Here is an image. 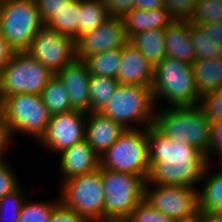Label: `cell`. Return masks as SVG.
Returning a JSON list of instances; mask_svg holds the SVG:
<instances>
[{"instance_id":"ba28073f","label":"cell","mask_w":222,"mask_h":222,"mask_svg":"<svg viewBox=\"0 0 222 222\" xmlns=\"http://www.w3.org/2000/svg\"><path fill=\"white\" fill-rule=\"evenodd\" d=\"M54 74L27 51H15L0 73V98L15 94L40 95Z\"/></svg>"},{"instance_id":"8992f818","label":"cell","mask_w":222,"mask_h":222,"mask_svg":"<svg viewBox=\"0 0 222 222\" xmlns=\"http://www.w3.org/2000/svg\"><path fill=\"white\" fill-rule=\"evenodd\" d=\"M60 202L88 222H105L104 188L99 169L61 183Z\"/></svg>"},{"instance_id":"d6a6232c","label":"cell","mask_w":222,"mask_h":222,"mask_svg":"<svg viewBox=\"0 0 222 222\" xmlns=\"http://www.w3.org/2000/svg\"><path fill=\"white\" fill-rule=\"evenodd\" d=\"M124 222H171V219L143 199Z\"/></svg>"},{"instance_id":"2e32d148","label":"cell","mask_w":222,"mask_h":222,"mask_svg":"<svg viewBox=\"0 0 222 222\" xmlns=\"http://www.w3.org/2000/svg\"><path fill=\"white\" fill-rule=\"evenodd\" d=\"M154 66L131 42L122 47L120 67L117 73L119 84L152 87Z\"/></svg>"},{"instance_id":"d4e9b609","label":"cell","mask_w":222,"mask_h":222,"mask_svg":"<svg viewBox=\"0 0 222 222\" xmlns=\"http://www.w3.org/2000/svg\"><path fill=\"white\" fill-rule=\"evenodd\" d=\"M40 95L51 116L73 110L68 91L56 74L50 79Z\"/></svg>"},{"instance_id":"bcb514c9","label":"cell","mask_w":222,"mask_h":222,"mask_svg":"<svg viewBox=\"0 0 222 222\" xmlns=\"http://www.w3.org/2000/svg\"><path fill=\"white\" fill-rule=\"evenodd\" d=\"M171 222H200V221H199V215H194L183 219L171 220Z\"/></svg>"},{"instance_id":"83f0119b","label":"cell","mask_w":222,"mask_h":222,"mask_svg":"<svg viewBox=\"0 0 222 222\" xmlns=\"http://www.w3.org/2000/svg\"><path fill=\"white\" fill-rule=\"evenodd\" d=\"M109 17L102 0H81L79 38L95 30Z\"/></svg>"},{"instance_id":"60d3db41","label":"cell","mask_w":222,"mask_h":222,"mask_svg":"<svg viewBox=\"0 0 222 222\" xmlns=\"http://www.w3.org/2000/svg\"><path fill=\"white\" fill-rule=\"evenodd\" d=\"M11 139L12 137L10 135L9 129L7 125L4 123L3 118L1 117L0 118V160L4 158L6 159L5 153L6 151H8L7 150L8 145L10 147V144L12 143Z\"/></svg>"},{"instance_id":"7bdbcfd3","label":"cell","mask_w":222,"mask_h":222,"mask_svg":"<svg viewBox=\"0 0 222 222\" xmlns=\"http://www.w3.org/2000/svg\"><path fill=\"white\" fill-rule=\"evenodd\" d=\"M206 34H208L213 41L217 42L222 47V22L212 23L208 25H200Z\"/></svg>"},{"instance_id":"836d02e7","label":"cell","mask_w":222,"mask_h":222,"mask_svg":"<svg viewBox=\"0 0 222 222\" xmlns=\"http://www.w3.org/2000/svg\"><path fill=\"white\" fill-rule=\"evenodd\" d=\"M198 106L211 123L222 121V90L203 95Z\"/></svg>"},{"instance_id":"f35d334b","label":"cell","mask_w":222,"mask_h":222,"mask_svg":"<svg viewBox=\"0 0 222 222\" xmlns=\"http://www.w3.org/2000/svg\"><path fill=\"white\" fill-rule=\"evenodd\" d=\"M49 222H88L74 210L65 207L61 202L54 208Z\"/></svg>"},{"instance_id":"603a6c76","label":"cell","mask_w":222,"mask_h":222,"mask_svg":"<svg viewBox=\"0 0 222 222\" xmlns=\"http://www.w3.org/2000/svg\"><path fill=\"white\" fill-rule=\"evenodd\" d=\"M165 34L166 29L142 31L133 35L129 42L137 47L155 67L166 57Z\"/></svg>"},{"instance_id":"7402d4cb","label":"cell","mask_w":222,"mask_h":222,"mask_svg":"<svg viewBox=\"0 0 222 222\" xmlns=\"http://www.w3.org/2000/svg\"><path fill=\"white\" fill-rule=\"evenodd\" d=\"M220 166L219 170H215V172L212 170V173L210 171L213 167L212 163H208L205 168L200 181L203 182V187L199 189L200 210L222 211V164Z\"/></svg>"},{"instance_id":"1f68e13d","label":"cell","mask_w":222,"mask_h":222,"mask_svg":"<svg viewBox=\"0 0 222 222\" xmlns=\"http://www.w3.org/2000/svg\"><path fill=\"white\" fill-rule=\"evenodd\" d=\"M19 185L0 200V222H18L26 194Z\"/></svg>"},{"instance_id":"52a82bcc","label":"cell","mask_w":222,"mask_h":222,"mask_svg":"<svg viewBox=\"0 0 222 222\" xmlns=\"http://www.w3.org/2000/svg\"><path fill=\"white\" fill-rule=\"evenodd\" d=\"M100 167L143 176L150 173L148 127L126 129L100 157Z\"/></svg>"},{"instance_id":"7dc6e473","label":"cell","mask_w":222,"mask_h":222,"mask_svg":"<svg viewBox=\"0 0 222 222\" xmlns=\"http://www.w3.org/2000/svg\"><path fill=\"white\" fill-rule=\"evenodd\" d=\"M2 117V100L0 98V118Z\"/></svg>"},{"instance_id":"4fadbf2b","label":"cell","mask_w":222,"mask_h":222,"mask_svg":"<svg viewBox=\"0 0 222 222\" xmlns=\"http://www.w3.org/2000/svg\"><path fill=\"white\" fill-rule=\"evenodd\" d=\"M87 113L79 110L51 116L46 131L37 141L57 155L85 139ZM49 149V150H48Z\"/></svg>"},{"instance_id":"f1b7e54d","label":"cell","mask_w":222,"mask_h":222,"mask_svg":"<svg viewBox=\"0 0 222 222\" xmlns=\"http://www.w3.org/2000/svg\"><path fill=\"white\" fill-rule=\"evenodd\" d=\"M190 38L196 59H212L222 57V47L205 33L201 26L190 23Z\"/></svg>"},{"instance_id":"ac0fdd59","label":"cell","mask_w":222,"mask_h":222,"mask_svg":"<svg viewBox=\"0 0 222 222\" xmlns=\"http://www.w3.org/2000/svg\"><path fill=\"white\" fill-rule=\"evenodd\" d=\"M126 129L100 112H88L85 123V140L101 157Z\"/></svg>"},{"instance_id":"ffe728a7","label":"cell","mask_w":222,"mask_h":222,"mask_svg":"<svg viewBox=\"0 0 222 222\" xmlns=\"http://www.w3.org/2000/svg\"><path fill=\"white\" fill-rule=\"evenodd\" d=\"M166 56L193 64L196 60L194 46L190 38V22L174 21L166 28Z\"/></svg>"},{"instance_id":"44dd1931","label":"cell","mask_w":222,"mask_h":222,"mask_svg":"<svg viewBox=\"0 0 222 222\" xmlns=\"http://www.w3.org/2000/svg\"><path fill=\"white\" fill-rule=\"evenodd\" d=\"M195 83L200 97L222 90V57L196 59L193 62Z\"/></svg>"},{"instance_id":"484cf974","label":"cell","mask_w":222,"mask_h":222,"mask_svg":"<svg viewBox=\"0 0 222 222\" xmlns=\"http://www.w3.org/2000/svg\"><path fill=\"white\" fill-rule=\"evenodd\" d=\"M118 85L117 79L91 75L89 81L90 112H101L111 100Z\"/></svg>"},{"instance_id":"b9f144b4","label":"cell","mask_w":222,"mask_h":222,"mask_svg":"<svg viewBox=\"0 0 222 222\" xmlns=\"http://www.w3.org/2000/svg\"><path fill=\"white\" fill-rule=\"evenodd\" d=\"M15 51L0 33V73L7 65Z\"/></svg>"},{"instance_id":"6da1fadb","label":"cell","mask_w":222,"mask_h":222,"mask_svg":"<svg viewBox=\"0 0 222 222\" xmlns=\"http://www.w3.org/2000/svg\"><path fill=\"white\" fill-rule=\"evenodd\" d=\"M150 173L146 182L198 188L208 165L206 155L187 142L176 143L148 127Z\"/></svg>"},{"instance_id":"3957f363","label":"cell","mask_w":222,"mask_h":222,"mask_svg":"<svg viewBox=\"0 0 222 222\" xmlns=\"http://www.w3.org/2000/svg\"><path fill=\"white\" fill-rule=\"evenodd\" d=\"M151 89L155 106L161 98L168 107H194L200 103L193 64L168 56L154 67Z\"/></svg>"},{"instance_id":"f546056e","label":"cell","mask_w":222,"mask_h":222,"mask_svg":"<svg viewBox=\"0 0 222 222\" xmlns=\"http://www.w3.org/2000/svg\"><path fill=\"white\" fill-rule=\"evenodd\" d=\"M26 199L22 205L18 222H49L54 208L60 203V198L48 201H27Z\"/></svg>"},{"instance_id":"ab89813d","label":"cell","mask_w":222,"mask_h":222,"mask_svg":"<svg viewBox=\"0 0 222 222\" xmlns=\"http://www.w3.org/2000/svg\"><path fill=\"white\" fill-rule=\"evenodd\" d=\"M110 16L123 17L135 8V0H102Z\"/></svg>"},{"instance_id":"277c9868","label":"cell","mask_w":222,"mask_h":222,"mask_svg":"<svg viewBox=\"0 0 222 222\" xmlns=\"http://www.w3.org/2000/svg\"><path fill=\"white\" fill-rule=\"evenodd\" d=\"M157 109L151 87L119 84L100 113L120 123L125 129H137L152 126Z\"/></svg>"},{"instance_id":"8d00e7d4","label":"cell","mask_w":222,"mask_h":222,"mask_svg":"<svg viewBox=\"0 0 222 222\" xmlns=\"http://www.w3.org/2000/svg\"><path fill=\"white\" fill-rule=\"evenodd\" d=\"M72 1L73 0H36L43 23L45 24L54 15H57V12L67 7Z\"/></svg>"},{"instance_id":"cb8c5ba5","label":"cell","mask_w":222,"mask_h":222,"mask_svg":"<svg viewBox=\"0 0 222 222\" xmlns=\"http://www.w3.org/2000/svg\"><path fill=\"white\" fill-rule=\"evenodd\" d=\"M80 13L81 0H73L47 21L45 26L77 41L79 39Z\"/></svg>"},{"instance_id":"9a60e30c","label":"cell","mask_w":222,"mask_h":222,"mask_svg":"<svg viewBox=\"0 0 222 222\" xmlns=\"http://www.w3.org/2000/svg\"><path fill=\"white\" fill-rule=\"evenodd\" d=\"M56 75L68 91L71 108L86 113L90 112L89 81L91 74L86 63L75 58Z\"/></svg>"},{"instance_id":"30bf717a","label":"cell","mask_w":222,"mask_h":222,"mask_svg":"<svg viewBox=\"0 0 222 222\" xmlns=\"http://www.w3.org/2000/svg\"><path fill=\"white\" fill-rule=\"evenodd\" d=\"M2 118L10 135L26 134L39 140L46 131L51 115L41 95L15 94L2 101Z\"/></svg>"},{"instance_id":"e575fe53","label":"cell","mask_w":222,"mask_h":222,"mask_svg":"<svg viewBox=\"0 0 222 222\" xmlns=\"http://www.w3.org/2000/svg\"><path fill=\"white\" fill-rule=\"evenodd\" d=\"M198 0H164L165 7L175 21H188Z\"/></svg>"},{"instance_id":"4316f807","label":"cell","mask_w":222,"mask_h":222,"mask_svg":"<svg viewBox=\"0 0 222 222\" xmlns=\"http://www.w3.org/2000/svg\"><path fill=\"white\" fill-rule=\"evenodd\" d=\"M122 48H116L107 52H101L86 57V63L91 75H100L117 79L120 67Z\"/></svg>"},{"instance_id":"5bb4252c","label":"cell","mask_w":222,"mask_h":222,"mask_svg":"<svg viewBox=\"0 0 222 222\" xmlns=\"http://www.w3.org/2000/svg\"><path fill=\"white\" fill-rule=\"evenodd\" d=\"M128 41L123 18L110 16L76 41V58L84 60L93 54L122 48Z\"/></svg>"},{"instance_id":"f6af8a7d","label":"cell","mask_w":222,"mask_h":222,"mask_svg":"<svg viewBox=\"0 0 222 222\" xmlns=\"http://www.w3.org/2000/svg\"><path fill=\"white\" fill-rule=\"evenodd\" d=\"M200 222H222V211H199Z\"/></svg>"},{"instance_id":"4dcf8cb0","label":"cell","mask_w":222,"mask_h":222,"mask_svg":"<svg viewBox=\"0 0 222 222\" xmlns=\"http://www.w3.org/2000/svg\"><path fill=\"white\" fill-rule=\"evenodd\" d=\"M188 21L198 26L222 22V1L198 0Z\"/></svg>"},{"instance_id":"d590c367","label":"cell","mask_w":222,"mask_h":222,"mask_svg":"<svg viewBox=\"0 0 222 222\" xmlns=\"http://www.w3.org/2000/svg\"><path fill=\"white\" fill-rule=\"evenodd\" d=\"M6 162L0 160V200L20 185L14 169Z\"/></svg>"},{"instance_id":"e0dca14e","label":"cell","mask_w":222,"mask_h":222,"mask_svg":"<svg viewBox=\"0 0 222 222\" xmlns=\"http://www.w3.org/2000/svg\"><path fill=\"white\" fill-rule=\"evenodd\" d=\"M59 155L58 168L63 178L61 183L75 176L93 172L100 167L99 155L85 139L63 150Z\"/></svg>"},{"instance_id":"ee69618b","label":"cell","mask_w":222,"mask_h":222,"mask_svg":"<svg viewBox=\"0 0 222 222\" xmlns=\"http://www.w3.org/2000/svg\"><path fill=\"white\" fill-rule=\"evenodd\" d=\"M164 6V0H135V8L142 10H153Z\"/></svg>"},{"instance_id":"8fae6325","label":"cell","mask_w":222,"mask_h":222,"mask_svg":"<svg viewBox=\"0 0 222 222\" xmlns=\"http://www.w3.org/2000/svg\"><path fill=\"white\" fill-rule=\"evenodd\" d=\"M144 199L171 220L199 215V188L146 182Z\"/></svg>"},{"instance_id":"7c38bea8","label":"cell","mask_w":222,"mask_h":222,"mask_svg":"<svg viewBox=\"0 0 222 222\" xmlns=\"http://www.w3.org/2000/svg\"><path fill=\"white\" fill-rule=\"evenodd\" d=\"M25 51L57 74L76 58V41L44 25Z\"/></svg>"},{"instance_id":"7a4b0ae2","label":"cell","mask_w":222,"mask_h":222,"mask_svg":"<svg viewBox=\"0 0 222 222\" xmlns=\"http://www.w3.org/2000/svg\"><path fill=\"white\" fill-rule=\"evenodd\" d=\"M163 107L155 111L153 126L176 143L187 142L207 155L212 123L199 106Z\"/></svg>"},{"instance_id":"d6986e66","label":"cell","mask_w":222,"mask_h":222,"mask_svg":"<svg viewBox=\"0 0 222 222\" xmlns=\"http://www.w3.org/2000/svg\"><path fill=\"white\" fill-rule=\"evenodd\" d=\"M122 18L128 39L142 31L166 29L175 21L165 6L153 10L134 8Z\"/></svg>"},{"instance_id":"5b68a950","label":"cell","mask_w":222,"mask_h":222,"mask_svg":"<svg viewBox=\"0 0 222 222\" xmlns=\"http://www.w3.org/2000/svg\"><path fill=\"white\" fill-rule=\"evenodd\" d=\"M105 197V222H124L145 197L146 179L100 167Z\"/></svg>"},{"instance_id":"74e56055","label":"cell","mask_w":222,"mask_h":222,"mask_svg":"<svg viewBox=\"0 0 222 222\" xmlns=\"http://www.w3.org/2000/svg\"><path fill=\"white\" fill-rule=\"evenodd\" d=\"M212 154L215 158L219 157L218 161L222 164V121L212 123L211 141L206 155L208 163H211Z\"/></svg>"},{"instance_id":"9c48e42d","label":"cell","mask_w":222,"mask_h":222,"mask_svg":"<svg viewBox=\"0 0 222 222\" xmlns=\"http://www.w3.org/2000/svg\"><path fill=\"white\" fill-rule=\"evenodd\" d=\"M45 24L36 0H3L0 33L14 51H24Z\"/></svg>"}]
</instances>
